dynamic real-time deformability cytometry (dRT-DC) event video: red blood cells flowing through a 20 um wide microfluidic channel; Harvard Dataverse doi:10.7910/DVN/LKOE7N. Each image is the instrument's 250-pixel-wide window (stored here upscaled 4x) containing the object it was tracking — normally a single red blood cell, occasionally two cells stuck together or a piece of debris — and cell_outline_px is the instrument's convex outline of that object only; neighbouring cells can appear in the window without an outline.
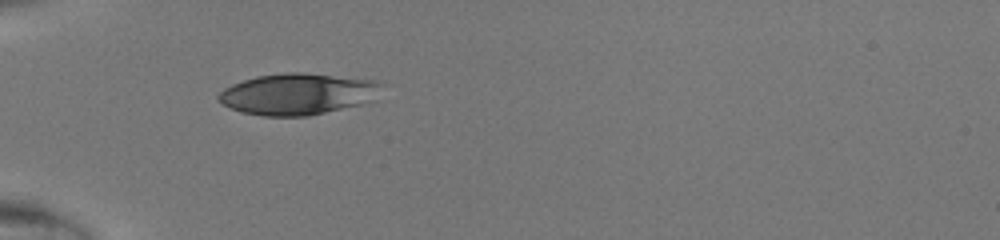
{"species": "human", "species_latin": "Homo sapiens", "temperature_condition": "room temperature", "stored_images_in_passage": 32, "camera_frame_rate_fps": 3000, "um_per_image_px": 0.085, "donor": {"sex": "male"}, "frame": {"image": 1, "passage_image": 1, "time_ms": 0.0, "image_size_px": [1000, 240], "cell_outline_px": [[380, 84], [376, 100], [360, 104], [308, 116], [264, 116], [240, 112], [216, 100], [216, 96], [224, 88], [232, 84], [256, 76], [288, 72], [300, 72], [376, 80]], "centroid_in_image_um": [25.27, 7.99], "position_along_channel_um": 59.7, "area_um2": 39.19}}
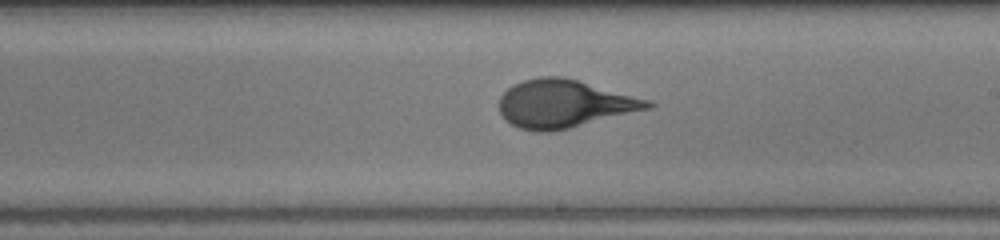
{"frame": {"image": 2, "passage_image": 14, "time_ms": 4.333, "image_size_px": [1000, 240], "cell_outline_px": [[656, 104], [652, 108], [552, 132], [536, 132], [520, 128], [512, 124], [500, 112], [500, 96], [512, 84], [524, 80], [540, 76], [564, 76], [652, 100]], "centroid_in_image_um": [48.0, 8.81], "position_along_channel_um": 241.0, "area_um2": 41.56}}
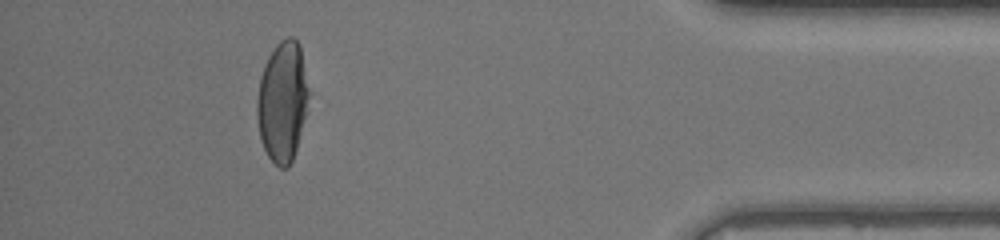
{"frame": {"image": 3, "passage_image": 28, "time_ms": 9.0, "image_size_px": [1000, 240], "cell_outline_px": [[308, 112], [292, 160], [288, 168], [280, 168], [268, 156], [264, 148], [260, 136], [256, 116], [256, 100], [260, 76], [264, 64], [268, 56], [276, 44], [280, 40], [288, 36], [292, 36], [300, 44], [308, 88]], "centroid_in_image_um": [24.01, 8.61], "position_along_channel_um": 411.2, "area_um2": 36.59}}